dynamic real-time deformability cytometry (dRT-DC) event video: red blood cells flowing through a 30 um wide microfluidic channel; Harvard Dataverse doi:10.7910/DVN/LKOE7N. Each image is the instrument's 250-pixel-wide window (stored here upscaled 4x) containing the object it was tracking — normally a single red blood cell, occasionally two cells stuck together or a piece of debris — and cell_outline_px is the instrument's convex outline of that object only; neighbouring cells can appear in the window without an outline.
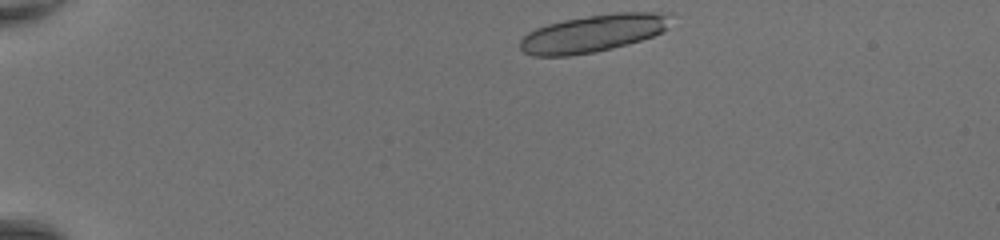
{"species": "common noctule bat (a hibernating species)", "species_latin": "Nyctalus noctula", "temperature_condition": "room temperature", "stored_images_in_passage": 11, "camera_frame_rate_fps": 3000, "um_per_image_px": 0.085, "animal": {"sex": "female", "body_mass_g": 20.0, "forearm_length_mm": 54.0}, "frame": {"image": 1, "passage_image": 1, "time_ms": 0.0, "image_size_px": [1000, 240], "cell_outline_px": [[672, 12], [668, 28], [652, 36], [628, 44], [596, 52], [568, 56], [532, 56], [524, 52], [520, 48], [520, 40], [528, 32], [536, 28], [548, 24], [564, 20], [588, 16], [616, 12]], "centroid_in_image_um": [50.43, 2.83], "position_along_channel_um": 34.6, "area_um2": 32.95}}